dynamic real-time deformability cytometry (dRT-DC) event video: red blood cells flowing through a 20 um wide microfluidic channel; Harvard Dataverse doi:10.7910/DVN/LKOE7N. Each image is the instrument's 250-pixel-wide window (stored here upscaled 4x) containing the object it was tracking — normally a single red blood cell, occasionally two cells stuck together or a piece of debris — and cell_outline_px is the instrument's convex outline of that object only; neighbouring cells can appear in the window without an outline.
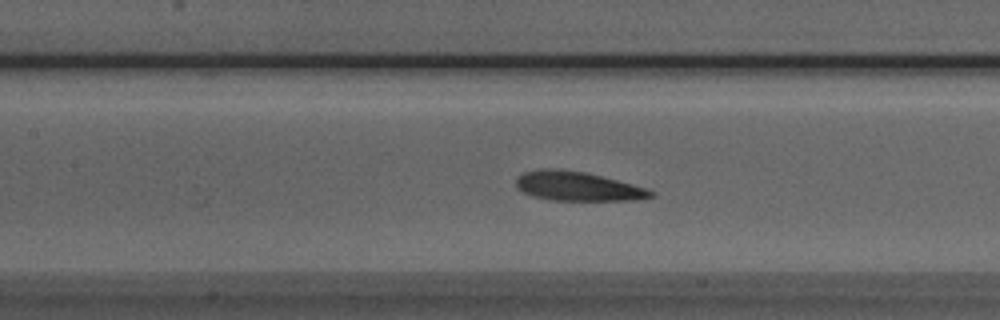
{"species": "Egyptian fruit bat (a non-hibernating species)", "species_latin": "Rousettus aegyptiacus", "temperature_condition": "room temperature", "stored_images_in_passage": 49, "camera_frame_rate_fps": 3000, "um_per_image_px": 0.085, "animal": {"sex": "male"}, "frame": {"image": 1, "passage_image": 20, "time_ms": 6.333, "image_size_px": [1000, 320], "cell_outline_px": [[656, 196], [632, 200], [552, 200], [532, 196], [516, 188], [516, 176], [524, 172], [540, 168], [560, 168], [584, 172], [632, 184], [656, 192]], "centroid_in_image_um": [49.05, 15.82], "position_along_channel_um": 158.4, "area_um2": 22.95}}
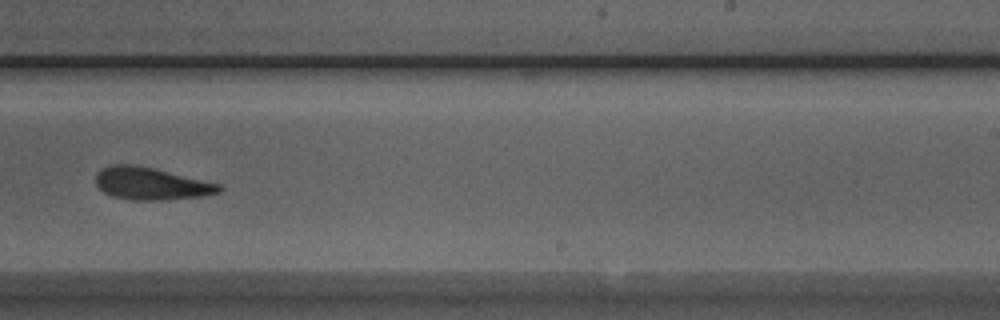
{"frame": {"image": 2, "passage_image": 29, "time_ms": 9.333, "image_size_px": [1000, 320], "cell_outline_px": [[224, 188], [220, 192], [204, 196], [168, 200], [132, 200], [112, 196], [104, 192], [96, 184], [96, 172], [100, 168], [108, 164], [136, 164], [220, 184]], "centroid_in_image_um": [12.82, 15.6], "position_along_channel_um": 276.2, "area_um2": 23.47}}
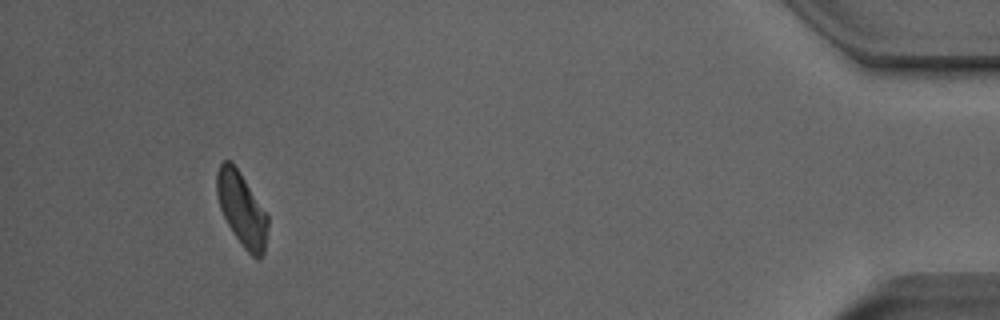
{"frame": {"image": 3, "passage_image": 45, "time_ms": 14.667, "image_size_px": [1000, 320], "cell_outline_px": [[268, 224], [264, 252], [260, 260], [256, 260], [244, 248], [232, 232], [220, 208], [216, 192], [216, 172], [220, 164], [224, 160], [232, 160], [240, 172], [268, 216]], "centroid_in_image_um": [20.54, 17.78], "position_along_channel_um": 414.7, "area_um2": 21.85}, "authors_computed_cell_mechanics": {"area_um2": 23.0044, "velocity_mm_per_s": 3.9427, "shape_relaxation_time_tau1_ms": 8.6789, "shape_relaxation_time_tau2_ms": 3.4725, "deformation_change_tau1": 0.1893, "deformation_change_tau2": 0.1085}}